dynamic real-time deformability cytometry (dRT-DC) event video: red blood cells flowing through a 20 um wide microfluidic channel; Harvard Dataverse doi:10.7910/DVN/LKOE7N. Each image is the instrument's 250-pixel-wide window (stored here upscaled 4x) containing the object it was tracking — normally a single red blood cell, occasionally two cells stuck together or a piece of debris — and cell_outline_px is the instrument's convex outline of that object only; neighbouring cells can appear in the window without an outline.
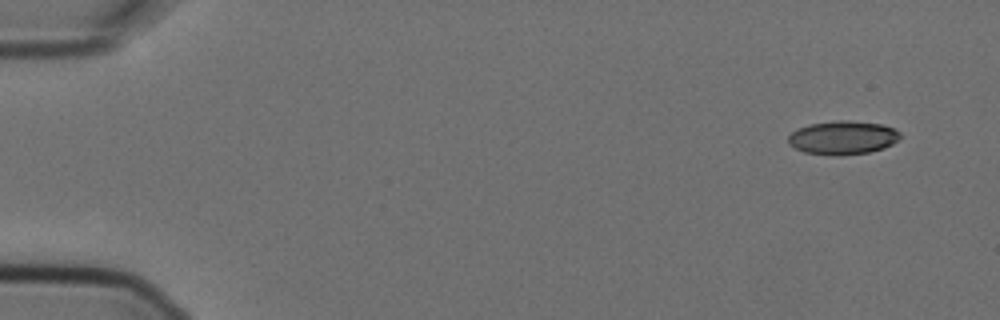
{"species": "Egyptian fruit bat (a non-hibernating species)", "species_latin": "Rousettus aegyptiacus", "temperature_condition": "cold", "stored_images_in_passage": 8, "camera_frame_rate_fps": 3000, "um_per_image_px": 0.085, "animal": {"sex": "female"}, "frame": {"image": 1, "passage_image": 1, "time_ms": 0.0, "image_size_px": [1000, 320], "cell_outline_px": [[900, 136], [892, 144], [884, 148], [868, 152], [836, 156], [832, 156], [804, 152], [788, 144], [788, 136], [796, 128], [808, 124], [836, 120], [848, 120], [880, 124], [892, 128], [900, 132]], "centroid_in_image_um": [71.59, 11.7], "position_along_channel_um": 13.4, "area_um2": 21.96}}
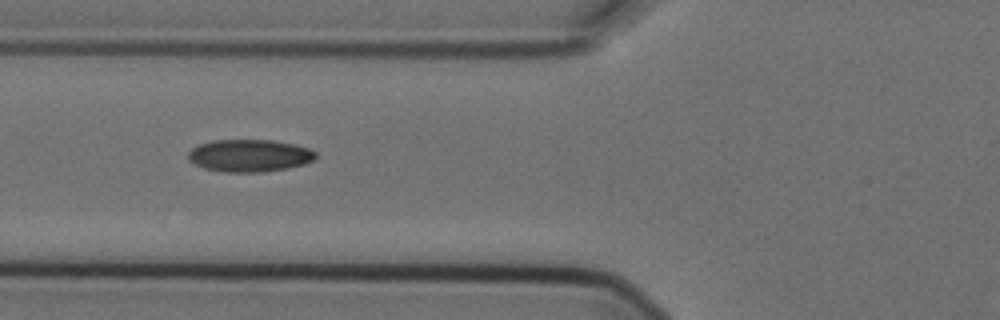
{"frame": {"image": 2, "passage_image": 6, "time_ms": 1.667, "image_size_px": [1000, 320], "cell_outline_px": [[316, 156], [312, 160], [304, 164], [264, 172], [224, 172], [204, 168], [188, 160], [188, 152], [192, 148], [200, 144], [212, 140], [272, 140], [292, 144], [308, 148], [316, 152]], "centroid_in_image_um": [21.17, 13.22], "position_along_channel_um": 104.6, "area_um2": 23.87}}
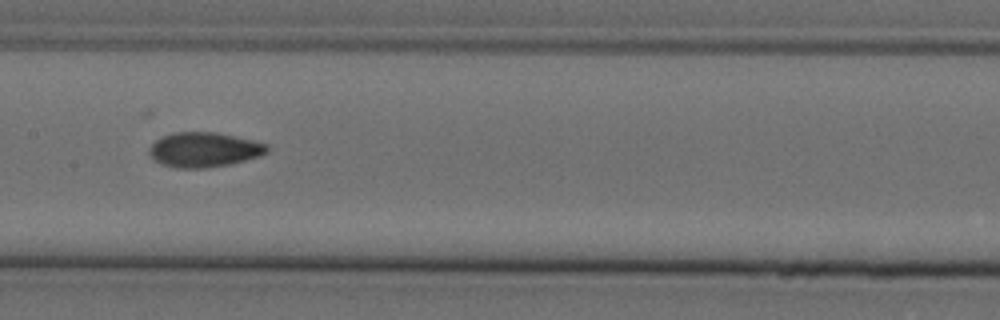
{"frame": {"image": 3, "passage_image": 8, "time_ms": 2.333, "image_size_px": [1000, 320], "cell_outline_px": [[268, 152], [260, 156], [228, 164], [204, 168], [176, 168], [164, 164], [156, 160], [148, 152], [148, 148], [160, 136], [172, 132], [216, 132], [252, 140], [268, 144]], "centroid_in_image_um": [17.33, 12.71], "position_along_channel_um": 190.1, "area_um2": 23.76}}